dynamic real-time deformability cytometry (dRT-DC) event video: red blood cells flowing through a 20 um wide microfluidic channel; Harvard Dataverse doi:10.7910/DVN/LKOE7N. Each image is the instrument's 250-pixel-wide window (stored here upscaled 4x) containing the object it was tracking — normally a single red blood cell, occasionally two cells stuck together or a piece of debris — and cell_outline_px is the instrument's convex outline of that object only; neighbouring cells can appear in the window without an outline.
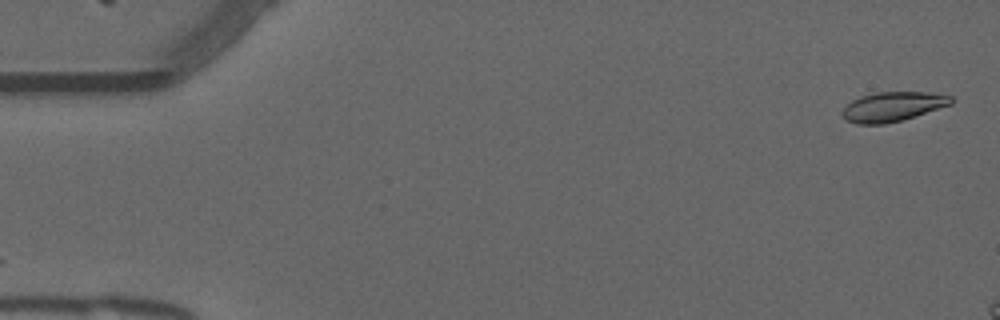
{"species": "common noctule bat (a hibernating species)", "species_latin": "Nyctalus noctula", "temperature_condition": "warm", "stored_images_in_passage": 9, "camera_frame_rate_fps": 3000, "um_per_image_px": 0.085, "animal": {"sex": "male", "forearm_length_mm": 52.5}, "frame": {"image": 1, "passage_image": 1, "time_ms": 0.0, "image_size_px": [1000, 320], "cell_outline_px": [[952, 104], [900, 120], [884, 124], [856, 124], [848, 120], [840, 112], [852, 100], [860, 96], [876, 92], [928, 92], [952, 96]], "centroid_in_image_um": [75.86, 9.05], "position_along_channel_um": 9.1, "area_um2": 18.44}}